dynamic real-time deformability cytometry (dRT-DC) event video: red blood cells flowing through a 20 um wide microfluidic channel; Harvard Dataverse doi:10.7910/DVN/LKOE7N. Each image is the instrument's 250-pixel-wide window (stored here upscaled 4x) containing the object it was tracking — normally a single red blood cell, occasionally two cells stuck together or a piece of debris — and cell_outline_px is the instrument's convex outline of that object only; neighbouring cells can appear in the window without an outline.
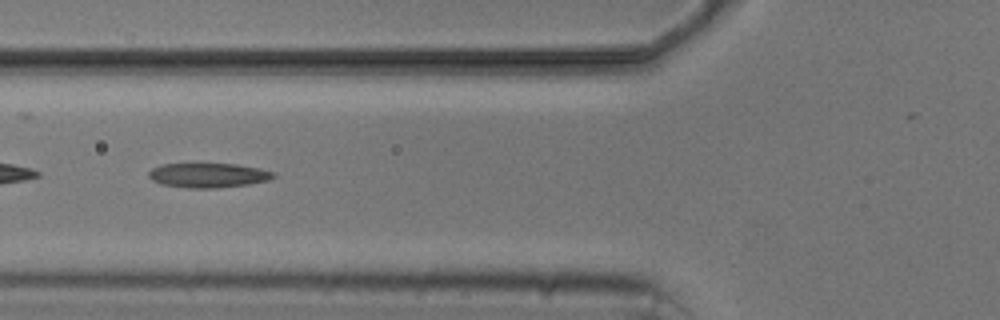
{"species": "common noctule bat (a hibernating species)", "species_latin": "Nyctalus noctula", "temperature_condition": "cold", "stored_images_in_passage": 9, "camera_frame_rate_fps": 3000, "um_per_image_px": 0.085, "animal": {"sex": "male", "body_mass_g": 20.5, "forearm_length_mm": 52.5}, "frame": {"image": 1, "passage_image": 6, "time_ms": 6.0, "image_size_px": [1000, 320], "cell_outline_px": [[276, 176], [268, 180], [248, 184], [216, 188], [188, 188], [160, 184], [152, 180], [148, 176], [148, 172], [152, 168], [160, 164], [196, 160], [236, 164], [260, 168], [276, 172]], "centroid_in_image_um": [17.64, 14.83], "position_along_channel_um": 108.2, "area_um2": 19.02}}
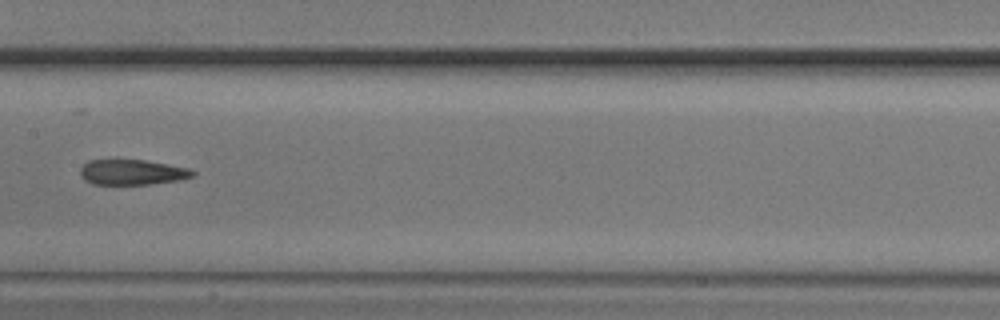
{"frame": {"image": 2, "passage_image": 8, "time_ms": 8.333, "image_size_px": [1000, 320], "cell_outline_px": [[196, 172], [192, 176], [180, 180], [148, 184], [92, 184], [84, 180], [80, 176], [80, 168], [88, 160], [144, 160], [168, 164], [188, 168]], "centroid_in_image_um": [11.2, 14.64], "position_along_channel_um": 196.2, "area_um2": 16.53}}
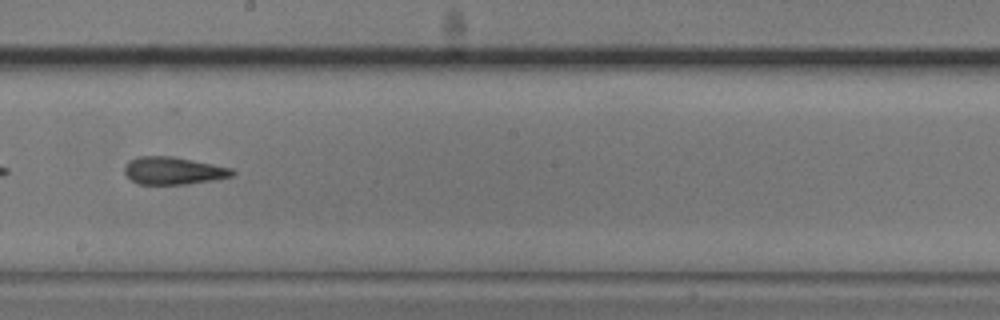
{"frame": {"image": 3, "passage_image": 9, "time_ms": 9.333, "image_size_px": [1000, 320], "cell_outline_px": [[236, 172], [232, 176], [216, 180], [188, 184], [140, 184], [132, 180], [124, 172], [124, 164], [128, 160], [136, 156], [172, 156], [232, 168]], "centroid_in_image_um": [14.72, 14.5], "position_along_channel_um": 233.5, "area_um2": 17.4}}